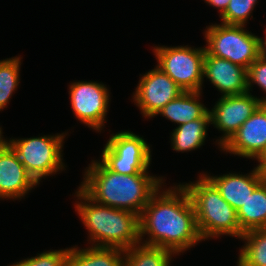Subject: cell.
Returning <instances> with one entry per match:
<instances>
[{
    "instance_id": "6da1fadb",
    "label": "cell",
    "mask_w": 266,
    "mask_h": 266,
    "mask_svg": "<svg viewBox=\"0 0 266 266\" xmlns=\"http://www.w3.org/2000/svg\"><path fill=\"white\" fill-rule=\"evenodd\" d=\"M161 189L162 186L150 197L139 215L140 243L179 255L202 241L194 206L182 184ZM144 235L149 238L143 241Z\"/></svg>"
},
{
    "instance_id": "7a4b0ae2",
    "label": "cell",
    "mask_w": 266,
    "mask_h": 266,
    "mask_svg": "<svg viewBox=\"0 0 266 266\" xmlns=\"http://www.w3.org/2000/svg\"><path fill=\"white\" fill-rule=\"evenodd\" d=\"M79 186L97 203L140 215L150 197L162 186L161 177L149 172L119 174L109 170L100 160L92 161Z\"/></svg>"
},
{
    "instance_id": "3957f363",
    "label": "cell",
    "mask_w": 266,
    "mask_h": 266,
    "mask_svg": "<svg viewBox=\"0 0 266 266\" xmlns=\"http://www.w3.org/2000/svg\"><path fill=\"white\" fill-rule=\"evenodd\" d=\"M75 208L95 247L126 250L140 243L139 215L92 200L80 187Z\"/></svg>"
},
{
    "instance_id": "277c9868",
    "label": "cell",
    "mask_w": 266,
    "mask_h": 266,
    "mask_svg": "<svg viewBox=\"0 0 266 266\" xmlns=\"http://www.w3.org/2000/svg\"><path fill=\"white\" fill-rule=\"evenodd\" d=\"M194 206L196 223L202 240L230 235L241 239L237 211L221 196L215 185L204 175L196 182L183 183Z\"/></svg>"
},
{
    "instance_id": "5b68a950",
    "label": "cell",
    "mask_w": 266,
    "mask_h": 266,
    "mask_svg": "<svg viewBox=\"0 0 266 266\" xmlns=\"http://www.w3.org/2000/svg\"><path fill=\"white\" fill-rule=\"evenodd\" d=\"M243 28L223 23L206 27L205 51L248 69L260 57V37Z\"/></svg>"
},
{
    "instance_id": "8992f818",
    "label": "cell",
    "mask_w": 266,
    "mask_h": 266,
    "mask_svg": "<svg viewBox=\"0 0 266 266\" xmlns=\"http://www.w3.org/2000/svg\"><path fill=\"white\" fill-rule=\"evenodd\" d=\"M66 133L44 135L21 139H9L6 142L17 153L28 174L37 184L41 179L63 171L62 147Z\"/></svg>"
},
{
    "instance_id": "52a82bcc",
    "label": "cell",
    "mask_w": 266,
    "mask_h": 266,
    "mask_svg": "<svg viewBox=\"0 0 266 266\" xmlns=\"http://www.w3.org/2000/svg\"><path fill=\"white\" fill-rule=\"evenodd\" d=\"M157 67L166 73L183 91H201L205 47L155 46Z\"/></svg>"
},
{
    "instance_id": "ba28073f",
    "label": "cell",
    "mask_w": 266,
    "mask_h": 266,
    "mask_svg": "<svg viewBox=\"0 0 266 266\" xmlns=\"http://www.w3.org/2000/svg\"><path fill=\"white\" fill-rule=\"evenodd\" d=\"M111 135L103 148L100 161L109 170L119 174L148 172L151 164L150 144L131 131Z\"/></svg>"
},
{
    "instance_id": "9c48e42d",
    "label": "cell",
    "mask_w": 266,
    "mask_h": 266,
    "mask_svg": "<svg viewBox=\"0 0 266 266\" xmlns=\"http://www.w3.org/2000/svg\"><path fill=\"white\" fill-rule=\"evenodd\" d=\"M108 88L96 81H77L69 85L70 104L75 117L96 131H102L110 99Z\"/></svg>"
},
{
    "instance_id": "30bf717a",
    "label": "cell",
    "mask_w": 266,
    "mask_h": 266,
    "mask_svg": "<svg viewBox=\"0 0 266 266\" xmlns=\"http://www.w3.org/2000/svg\"><path fill=\"white\" fill-rule=\"evenodd\" d=\"M216 102L214 107L209 110L210 123L223 133L222 137L216 140L221 148L256 111L261 102L251 93L221 96Z\"/></svg>"
},
{
    "instance_id": "8fae6325",
    "label": "cell",
    "mask_w": 266,
    "mask_h": 266,
    "mask_svg": "<svg viewBox=\"0 0 266 266\" xmlns=\"http://www.w3.org/2000/svg\"><path fill=\"white\" fill-rule=\"evenodd\" d=\"M183 92L166 73L156 66L142 75L132 99L145 118H152Z\"/></svg>"
},
{
    "instance_id": "7c38bea8",
    "label": "cell",
    "mask_w": 266,
    "mask_h": 266,
    "mask_svg": "<svg viewBox=\"0 0 266 266\" xmlns=\"http://www.w3.org/2000/svg\"><path fill=\"white\" fill-rule=\"evenodd\" d=\"M221 150L250 159L266 151V104L256 109Z\"/></svg>"
},
{
    "instance_id": "4fadbf2b",
    "label": "cell",
    "mask_w": 266,
    "mask_h": 266,
    "mask_svg": "<svg viewBox=\"0 0 266 266\" xmlns=\"http://www.w3.org/2000/svg\"><path fill=\"white\" fill-rule=\"evenodd\" d=\"M37 185L17 153L5 142L0 147V198L20 199Z\"/></svg>"
},
{
    "instance_id": "5bb4252c",
    "label": "cell",
    "mask_w": 266,
    "mask_h": 266,
    "mask_svg": "<svg viewBox=\"0 0 266 266\" xmlns=\"http://www.w3.org/2000/svg\"><path fill=\"white\" fill-rule=\"evenodd\" d=\"M222 93V96L248 93L247 69L229 60L211 56L207 52L203 61V78Z\"/></svg>"
},
{
    "instance_id": "9a60e30c",
    "label": "cell",
    "mask_w": 266,
    "mask_h": 266,
    "mask_svg": "<svg viewBox=\"0 0 266 266\" xmlns=\"http://www.w3.org/2000/svg\"><path fill=\"white\" fill-rule=\"evenodd\" d=\"M204 175L215 185L222 198L236 211L265 180L263 170L259 165L245 175L232 172L221 176Z\"/></svg>"
},
{
    "instance_id": "2e32d148",
    "label": "cell",
    "mask_w": 266,
    "mask_h": 266,
    "mask_svg": "<svg viewBox=\"0 0 266 266\" xmlns=\"http://www.w3.org/2000/svg\"><path fill=\"white\" fill-rule=\"evenodd\" d=\"M202 91H184L170 101L155 116L162 115L178 126L202 118L209 109L200 102Z\"/></svg>"
},
{
    "instance_id": "e0dca14e",
    "label": "cell",
    "mask_w": 266,
    "mask_h": 266,
    "mask_svg": "<svg viewBox=\"0 0 266 266\" xmlns=\"http://www.w3.org/2000/svg\"><path fill=\"white\" fill-rule=\"evenodd\" d=\"M124 250L90 246L69 248L67 266H123Z\"/></svg>"
},
{
    "instance_id": "ac0fdd59",
    "label": "cell",
    "mask_w": 266,
    "mask_h": 266,
    "mask_svg": "<svg viewBox=\"0 0 266 266\" xmlns=\"http://www.w3.org/2000/svg\"><path fill=\"white\" fill-rule=\"evenodd\" d=\"M237 216L243 233L266 228V180H264L242 205Z\"/></svg>"
},
{
    "instance_id": "d6986e66",
    "label": "cell",
    "mask_w": 266,
    "mask_h": 266,
    "mask_svg": "<svg viewBox=\"0 0 266 266\" xmlns=\"http://www.w3.org/2000/svg\"><path fill=\"white\" fill-rule=\"evenodd\" d=\"M210 124L208 111L202 118L177 126L170 137L173 150L189 152L200 148L205 143L207 127Z\"/></svg>"
},
{
    "instance_id": "ffe728a7",
    "label": "cell",
    "mask_w": 266,
    "mask_h": 266,
    "mask_svg": "<svg viewBox=\"0 0 266 266\" xmlns=\"http://www.w3.org/2000/svg\"><path fill=\"white\" fill-rule=\"evenodd\" d=\"M174 255L166 248L138 243L124 250L123 266H169Z\"/></svg>"
},
{
    "instance_id": "44dd1931",
    "label": "cell",
    "mask_w": 266,
    "mask_h": 266,
    "mask_svg": "<svg viewBox=\"0 0 266 266\" xmlns=\"http://www.w3.org/2000/svg\"><path fill=\"white\" fill-rule=\"evenodd\" d=\"M237 266H266V228L245 232Z\"/></svg>"
},
{
    "instance_id": "7402d4cb",
    "label": "cell",
    "mask_w": 266,
    "mask_h": 266,
    "mask_svg": "<svg viewBox=\"0 0 266 266\" xmlns=\"http://www.w3.org/2000/svg\"><path fill=\"white\" fill-rule=\"evenodd\" d=\"M21 57L0 60V111L3 110L19 85Z\"/></svg>"
},
{
    "instance_id": "603a6c76",
    "label": "cell",
    "mask_w": 266,
    "mask_h": 266,
    "mask_svg": "<svg viewBox=\"0 0 266 266\" xmlns=\"http://www.w3.org/2000/svg\"><path fill=\"white\" fill-rule=\"evenodd\" d=\"M257 2V0H230L226 10L219 15L222 19L221 23L246 26Z\"/></svg>"
},
{
    "instance_id": "cb8c5ba5",
    "label": "cell",
    "mask_w": 266,
    "mask_h": 266,
    "mask_svg": "<svg viewBox=\"0 0 266 266\" xmlns=\"http://www.w3.org/2000/svg\"><path fill=\"white\" fill-rule=\"evenodd\" d=\"M69 248L38 253L37 256L16 262L10 266H67Z\"/></svg>"
},
{
    "instance_id": "d4e9b609",
    "label": "cell",
    "mask_w": 266,
    "mask_h": 266,
    "mask_svg": "<svg viewBox=\"0 0 266 266\" xmlns=\"http://www.w3.org/2000/svg\"><path fill=\"white\" fill-rule=\"evenodd\" d=\"M257 84L264 92H266V60L259 57L247 69V87L250 93L252 85ZM261 104H266V97L259 98Z\"/></svg>"
},
{
    "instance_id": "484cf974",
    "label": "cell",
    "mask_w": 266,
    "mask_h": 266,
    "mask_svg": "<svg viewBox=\"0 0 266 266\" xmlns=\"http://www.w3.org/2000/svg\"><path fill=\"white\" fill-rule=\"evenodd\" d=\"M210 6L216 7L219 9L220 15L226 10L230 0H205Z\"/></svg>"
},
{
    "instance_id": "4316f807",
    "label": "cell",
    "mask_w": 266,
    "mask_h": 266,
    "mask_svg": "<svg viewBox=\"0 0 266 266\" xmlns=\"http://www.w3.org/2000/svg\"><path fill=\"white\" fill-rule=\"evenodd\" d=\"M265 33H266V30H265ZM259 47H260V57L266 60V39L263 40V38H260Z\"/></svg>"
},
{
    "instance_id": "83f0119b",
    "label": "cell",
    "mask_w": 266,
    "mask_h": 266,
    "mask_svg": "<svg viewBox=\"0 0 266 266\" xmlns=\"http://www.w3.org/2000/svg\"><path fill=\"white\" fill-rule=\"evenodd\" d=\"M261 168L266 167V151L257 159Z\"/></svg>"
},
{
    "instance_id": "f1b7e54d",
    "label": "cell",
    "mask_w": 266,
    "mask_h": 266,
    "mask_svg": "<svg viewBox=\"0 0 266 266\" xmlns=\"http://www.w3.org/2000/svg\"><path fill=\"white\" fill-rule=\"evenodd\" d=\"M2 134V129L0 128V147L6 142V139L2 137Z\"/></svg>"
},
{
    "instance_id": "f546056e",
    "label": "cell",
    "mask_w": 266,
    "mask_h": 266,
    "mask_svg": "<svg viewBox=\"0 0 266 266\" xmlns=\"http://www.w3.org/2000/svg\"><path fill=\"white\" fill-rule=\"evenodd\" d=\"M262 170H263V173H264V178L266 180V167L265 168H262Z\"/></svg>"
}]
</instances>
